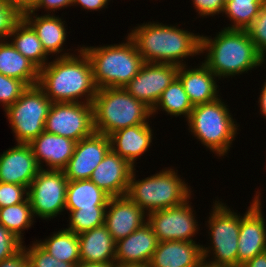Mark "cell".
I'll list each match as a JSON object with an SVG mask.
<instances>
[{
    "instance_id": "1",
    "label": "cell",
    "mask_w": 266,
    "mask_h": 267,
    "mask_svg": "<svg viewBox=\"0 0 266 267\" xmlns=\"http://www.w3.org/2000/svg\"><path fill=\"white\" fill-rule=\"evenodd\" d=\"M75 51H78L77 56L72 54L55 57L39 70L38 86L53 103L92 104L96 96L98 89L94 82L90 59L81 45Z\"/></svg>"
},
{
    "instance_id": "2",
    "label": "cell",
    "mask_w": 266,
    "mask_h": 267,
    "mask_svg": "<svg viewBox=\"0 0 266 267\" xmlns=\"http://www.w3.org/2000/svg\"><path fill=\"white\" fill-rule=\"evenodd\" d=\"M209 37L201 35L200 54H206L203 63L219 80L240 76L265 64L246 30L221 28L213 39Z\"/></svg>"
},
{
    "instance_id": "3",
    "label": "cell",
    "mask_w": 266,
    "mask_h": 267,
    "mask_svg": "<svg viewBox=\"0 0 266 267\" xmlns=\"http://www.w3.org/2000/svg\"><path fill=\"white\" fill-rule=\"evenodd\" d=\"M179 27L150 21L133 27L128 36L145 62L182 66L186 57L200 55L201 35Z\"/></svg>"
},
{
    "instance_id": "4",
    "label": "cell",
    "mask_w": 266,
    "mask_h": 267,
    "mask_svg": "<svg viewBox=\"0 0 266 267\" xmlns=\"http://www.w3.org/2000/svg\"><path fill=\"white\" fill-rule=\"evenodd\" d=\"M125 39L119 44L81 47L90 59L97 89L124 88L145 63L134 41L128 35Z\"/></svg>"
},
{
    "instance_id": "5",
    "label": "cell",
    "mask_w": 266,
    "mask_h": 267,
    "mask_svg": "<svg viewBox=\"0 0 266 267\" xmlns=\"http://www.w3.org/2000/svg\"><path fill=\"white\" fill-rule=\"evenodd\" d=\"M135 171L136 168L131 174L126 195L146 214L177 207L191 199L190 185L188 186L173 167H165L142 180H136Z\"/></svg>"
},
{
    "instance_id": "6",
    "label": "cell",
    "mask_w": 266,
    "mask_h": 267,
    "mask_svg": "<svg viewBox=\"0 0 266 267\" xmlns=\"http://www.w3.org/2000/svg\"><path fill=\"white\" fill-rule=\"evenodd\" d=\"M94 131L109 136L129 126L149 123L151 109L124 88H101L92 102Z\"/></svg>"
},
{
    "instance_id": "7",
    "label": "cell",
    "mask_w": 266,
    "mask_h": 267,
    "mask_svg": "<svg viewBox=\"0 0 266 267\" xmlns=\"http://www.w3.org/2000/svg\"><path fill=\"white\" fill-rule=\"evenodd\" d=\"M186 121L191 135L197 137L207 150L223 158L236 140L240 126L222 97L210 103L195 105Z\"/></svg>"
},
{
    "instance_id": "8",
    "label": "cell",
    "mask_w": 266,
    "mask_h": 267,
    "mask_svg": "<svg viewBox=\"0 0 266 267\" xmlns=\"http://www.w3.org/2000/svg\"><path fill=\"white\" fill-rule=\"evenodd\" d=\"M213 203L206 224L211 246L202 244L204 264L210 267H238L240 214L231 210L225 202L215 200Z\"/></svg>"
},
{
    "instance_id": "9",
    "label": "cell",
    "mask_w": 266,
    "mask_h": 267,
    "mask_svg": "<svg viewBox=\"0 0 266 267\" xmlns=\"http://www.w3.org/2000/svg\"><path fill=\"white\" fill-rule=\"evenodd\" d=\"M52 103L35 85L28 87L13 105L4 110L17 143L29 144L44 131Z\"/></svg>"
},
{
    "instance_id": "10",
    "label": "cell",
    "mask_w": 266,
    "mask_h": 267,
    "mask_svg": "<svg viewBox=\"0 0 266 267\" xmlns=\"http://www.w3.org/2000/svg\"><path fill=\"white\" fill-rule=\"evenodd\" d=\"M67 184L64 171L40 169L27 195L34 218L50 220L65 211Z\"/></svg>"
},
{
    "instance_id": "11",
    "label": "cell",
    "mask_w": 266,
    "mask_h": 267,
    "mask_svg": "<svg viewBox=\"0 0 266 267\" xmlns=\"http://www.w3.org/2000/svg\"><path fill=\"white\" fill-rule=\"evenodd\" d=\"M44 131L76 142L94 132L93 106L91 103H52Z\"/></svg>"
},
{
    "instance_id": "12",
    "label": "cell",
    "mask_w": 266,
    "mask_h": 267,
    "mask_svg": "<svg viewBox=\"0 0 266 267\" xmlns=\"http://www.w3.org/2000/svg\"><path fill=\"white\" fill-rule=\"evenodd\" d=\"M187 200L177 207L152 211L147 214V222L150 224L153 233L159 242L178 240L196 242L192 238L199 231V224L196 221V212L192 203ZM195 212V213H194Z\"/></svg>"
},
{
    "instance_id": "13",
    "label": "cell",
    "mask_w": 266,
    "mask_h": 267,
    "mask_svg": "<svg viewBox=\"0 0 266 267\" xmlns=\"http://www.w3.org/2000/svg\"><path fill=\"white\" fill-rule=\"evenodd\" d=\"M178 69L175 64L145 62L124 89L152 110L163 91L176 79Z\"/></svg>"
},
{
    "instance_id": "14",
    "label": "cell",
    "mask_w": 266,
    "mask_h": 267,
    "mask_svg": "<svg viewBox=\"0 0 266 267\" xmlns=\"http://www.w3.org/2000/svg\"><path fill=\"white\" fill-rule=\"evenodd\" d=\"M246 212L240 215V231L238 237V267L256 255L266 251V219L262 213V202L259 190L255 191Z\"/></svg>"
},
{
    "instance_id": "15",
    "label": "cell",
    "mask_w": 266,
    "mask_h": 267,
    "mask_svg": "<svg viewBox=\"0 0 266 267\" xmlns=\"http://www.w3.org/2000/svg\"><path fill=\"white\" fill-rule=\"evenodd\" d=\"M110 150L109 136L95 131L78 141L74 154L63 170L68 181L90 179L93 170Z\"/></svg>"
},
{
    "instance_id": "16",
    "label": "cell",
    "mask_w": 266,
    "mask_h": 267,
    "mask_svg": "<svg viewBox=\"0 0 266 267\" xmlns=\"http://www.w3.org/2000/svg\"><path fill=\"white\" fill-rule=\"evenodd\" d=\"M29 144L16 146L0 154V182L23 185L27 189L40 171Z\"/></svg>"
},
{
    "instance_id": "17",
    "label": "cell",
    "mask_w": 266,
    "mask_h": 267,
    "mask_svg": "<svg viewBox=\"0 0 266 267\" xmlns=\"http://www.w3.org/2000/svg\"><path fill=\"white\" fill-rule=\"evenodd\" d=\"M147 222V214L127 195L111 197L104 225L114 241L124 239Z\"/></svg>"
},
{
    "instance_id": "18",
    "label": "cell",
    "mask_w": 266,
    "mask_h": 267,
    "mask_svg": "<svg viewBox=\"0 0 266 267\" xmlns=\"http://www.w3.org/2000/svg\"><path fill=\"white\" fill-rule=\"evenodd\" d=\"M134 167L110 150L93 170L90 180L111 197L127 194Z\"/></svg>"
},
{
    "instance_id": "19",
    "label": "cell",
    "mask_w": 266,
    "mask_h": 267,
    "mask_svg": "<svg viewBox=\"0 0 266 267\" xmlns=\"http://www.w3.org/2000/svg\"><path fill=\"white\" fill-rule=\"evenodd\" d=\"M76 143L69 138L43 131L29 145L41 169L63 171L74 154Z\"/></svg>"
},
{
    "instance_id": "20",
    "label": "cell",
    "mask_w": 266,
    "mask_h": 267,
    "mask_svg": "<svg viewBox=\"0 0 266 267\" xmlns=\"http://www.w3.org/2000/svg\"><path fill=\"white\" fill-rule=\"evenodd\" d=\"M159 244L157 236L148 222L136 231L116 242L115 262L117 264L149 265Z\"/></svg>"
},
{
    "instance_id": "21",
    "label": "cell",
    "mask_w": 266,
    "mask_h": 267,
    "mask_svg": "<svg viewBox=\"0 0 266 267\" xmlns=\"http://www.w3.org/2000/svg\"><path fill=\"white\" fill-rule=\"evenodd\" d=\"M203 264L199 242L170 240L159 242L149 267H201Z\"/></svg>"
},
{
    "instance_id": "22",
    "label": "cell",
    "mask_w": 266,
    "mask_h": 267,
    "mask_svg": "<svg viewBox=\"0 0 266 267\" xmlns=\"http://www.w3.org/2000/svg\"><path fill=\"white\" fill-rule=\"evenodd\" d=\"M149 123L119 129L109 135L111 150L128 161L134 168L153 142V129Z\"/></svg>"
},
{
    "instance_id": "23",
    "label": "cell",
    "mask_w": 266,
    "mask_h": 267,
    "mask_svg": "<svg viewBox=\"0 0 266 267\" xmlns=\"http://www.w3.org/2000/svg\"><path fill=\"white\" fill-rule=\"evenodd\" d=\"M177 77L183 84L193 106L210 103L220 96L217 85V76L203 63L195 68H190L185 64L179 66ZM218 89V90H217Z\"/></svg>"
},
{
    "instance_id": "24",
    "label": "cell",
    "mask_w": 266,
    "mask_h": 267,
    "mask_svg": "<svg viewBox=\"0 0 266 267\" xmlns=\"http://www.w3.org/2000/svg\"><path fill=\"white\" fill-rule=\"evenodd\" d=\"M35 12H24L23 18L32 26L38 35L40 42L48 55L58 58L72 55L74 53L66 52L63 45L66 42L67 26L66 21L61 17L52 14L36 15ZM64 51V52H63ZM63 52V53H62ZM71 53V54H70ZM60 54V55H59Z\"/></svg>"
},
{
    "instance_id": "25",
    "label": "cell",
    "mask_w": 266,
    "mask_h": 267,
    "mask_svg": "<svg viewBox=\"0 0 266 267\" xmlns=\"http://www.w3.org/2000/svg\"><path fill=\"white\" fill-rule=\"evenodd\" d=\"M78 241L81 262H115L116 242L105 225L80 233Z\"/></svg>"
},
{
    "instance_id": "26",
    "label": "cell",
    "mask_w": 266,
    "mask_h": 267,
    "mask_svg": "<svg viewBox=\"0 0 266 267\" xmlns=\"http://www.w3.org/2000/svg\"><path fill=\"white\" fill-rule=\"evenodd\" d=\"M0 73L21 80L28 87L38 85L39 69L17 51L10 40H0Z\"/></svg>"
},
{
    "instance_id": "27",
    "label": "cell",
    "mask_w": 266,
    "mask_h": 267,
    "mask_svg": "<svg viewBox=\"0 0 266 267\" xmlns=\"http://www.w3.org/2000/svg\"><path fill=\"white\" fill-rule=\"evenodd\" d=\"M110 198L90 179L68 181L65 210L107 208Z\"/></svg>"
},
{
    "instance_id": "28",
    "label": "cell",
    "mask_w": 266,
    "mask_h": 267,
    "mask_svg": "<svg viewBox=\"0 0 266 267\" xmlns=\"http://www.w3.org/2000/svg\"><path fill=\"white\" fill-rule=\"evenodd\" d=\"M9 38L14 48L39 70L49 63V55L45 52L37 33L24 18L17 24Z\"/></svg>"
},
{
    "instance_id": "29",
    "label": "cell",
    "mask_w": 266,
    "mask_h": 267,
    "mask_svg": "<svg viewBox=\"0 0 266 267\" xmlns=\"http://www.w3.org/2000/svg\"><path fill=\"white\" fill-rule=\"evenodd\" d=\"M36 242L57 260L72 263L74 266L80 262L78 235L72 231L63 228L43 241Z\"/></svg>"
},
{
    "instance_id": "30",
    "label": "cell",
    "mask_w": 266,
    "mask_h": 267,
    "mask_svg": "<svg viewBox=\"0 0 266 267\" xmlns=\"http://www.w3.org/2000/svg\"><path fill=\"white\" fill-rule=\"evenodd\" d=\"M193 107V104L190 102L184 90L182 82L176 77L163 91L159 101L151 110V116L153 117L158 111H164L170 116L178 117L183 115L187 120Z\"/></svg>"
},
{
    "instance_id": "31",
    "label": "cell",
    "mask_w": 266,
    "mask_h": 267,
    "mask_svg": "<svg viewBox=\"0 0 266 267\" xmlns=\"http://www.w3.org/2000/svg\"><path fill=\"white\" fill-rule=\"evenodd\" d=\"M34 223V216L28 198L15 205L0 208V224L16 236L22 243L24 230Z\"/></svg>"
},
{
    "instance_id": "32",
    "label": "cell",
    "mask_w": 266,
    "mask_h": 267,
    "mask_svg": "<svg viewBox=\"0 0 266 267\" xmlns=\"http://www.w3.org/2000/svg\"><path fill=\"white\" fill-rule=\"evenodd\" d=\"M264 2L236 3L227 2L223 14L232 22L227 29L247 30L258 15Z\"/></svg>"
},
{
    "instance_id": "33",
    "label": "cell",
    "mask_w": 266,
    "mask_h": 267,
    "mask_svg": "<svg viewBox=\"0 0 266 267\" xmlns=\"http://www.w3.org/2000/svg\"><path fill=\"white\" fill-rule=\"evenodd\" d=\"M69 211V224L65 228L79 235L105 223L106 208H87Z\"/></svg>"
},
{
    "instance_id": "34",
    "label": "cell",
    "mask_w": 266,
    "mask_h": 267,
    "mask_svg": "<svg viewBox=\"0 0 266 267\" xmlns=\"http://www.w3.org/2000/svg\"><path fill=\"white\" fill-rule=\"evenodd\" d=\"M28 256L29 267H74L72 263H67L55 259L45 249H43L36 241L29 247L22 245Z\"/></svg>"
},
{
    "instance_id": "35",
    "label": "cell",
    "mask_w": 266,
    "mask_h": 267,
    "mask_svg": "<svg viewBox=\"0 0 266 267\" xmlns=\"http://www.w3.org/2000/svg\"><path fill=\"white\" fill-rule=\"evenodd\" d=\"M27 88L23 81L0 73V105L3 110L13 105Z\"/></svg>"
},
{
    "instance_id": "36",
    "label": "cell",
    "mask_w": 266,
    "mask_h": 267,
    "mask_svg": "<svg viewBox=\"0 0 266 267\" xmlns=\"http://www.w3.org/2000/svg\"><path fill=\"white\" fill-rule=\"evenodd\" d=\"M23 19V13L6 0H0V40H8L17 24Z\"/></svg>"
},
{
    "instance_id": "37",
    "label": "cell",
    "mask_w": 266,
    "mask_h": 267,
    "mask_svg": "<svg viewBox=\"0 0 266 267\" xmlns=\"http://www.w3.org/2000/svg\"><path fill=\"white\" fill-rule=\"evenodd\" d=\"M246 31L257 51L266 60V1Z\"/></svg>"
},
{
    "instance_id": "38",
    "label": "cell",
    "mask_w": 266,
    "mask_h": 267,
    "mask_svg": "<svg viewBox=\"0 0 266 267\" xmlns=\"http://www.w3.org/2000/svg\"><path fill=\"white\" fill-rule=\"evenodd\" d=\"M27 195L28 189L23 185L0 182V208L22 203Z\"/></svg>"
},
{
    "instance_id": "39",
    "label": "cell",
    "mask_w": 266,
    "mask_h": 267,
    "mask_svg": "<svg viewBox=\"0 0 266 267\" xmlns=\"http://www.w3.org/2000/svg\"><path fill=\"white\" fill-rule=\"evenodd\" d=\"M23 243L0 224V262L12 257L22 248Z\"/></svg>"
},
{
    "instance_id": "40",
    "label": "cell",
    "mask_w": 266,
    "mask_h": 267,
    "mask_svg": "<svg viewBox=\"0 0 266 267\" xmlns=\"http://www.w3.org/2000/svg\"><path fill=\"white\" fill-rule=\"evenodd\" d=\"M193 7L198 13L199 17H209L222 14L225 9V0H192Z\"/></svg>"
},
{
    "instance_id": "41",
    "label": "cell",
    "mask_w": 266,
    "mask_h": 267,
    "mask_svg": "<svg viewBox=\"0 0 266 267\" xmlns=\"http://www.w3.org/2000/svg\"><path fill=\"white\" fill-rule=\"evenodd\" d=\"M68 6H72V0H37L34 7L27 12H37L39 9L44 8V12L46 11L48 14L52 12L53 15L58 9H64Z\"/></svg>"
},
{
    "instance_id": "42",
    "label": "cell",
    "mask_w": 266,
    "mask_h": 267,
    "mask_svg": "<svg viewBox=\"0 0 266 267\" xmlns=\"http://www.w3.org/2000/svg\"><path fill=\"white\" fill-rule=\"evenodd\" d=\"M0 267H29V260L25 249L22 247L12 257L2 260Z\"/></svg>"
},
{
    "instance_id": "43",
    "label": "cell",
    "mask_w": 266,
    "mask_h": 267,
    "mask_svg": "<svg viewBox=\"0 0 266 267\" xmlns=\"http://www.w3.org/2000/svg\"><path fill=\"white\" fill-rule=\"evenodd\" d=\"M80 5L81 8L87 11H99L107 8L109 5L105 0H72V6Z\"/></svg>"
},
{
    "instance_id": "44",
    "label": "cell",
    "mask_w": 266,
    "mask_h": 267,
    "mask_svg": "<svg viewBox=\"0 0 266 267\" xmlns=\"http://www.w3.org/2000/svg\"><path fill=\"white\" fill-rule=\"evenodd\" d=\"M9 4H12L14 7L18 8L22 13L30 11L37 0H6Z\"/></svg>"
},
{
    "instance_id": "45",
    "label": "cell",
    "mask_w": 266,
    "mask_h": 267,
    "mask_svg": "<svg viewBox=\"0 0 266 267\" xmlns=\"http://www.w3.org/2000/svg\"><path fill=\"white\" fill-rule=\"evenodd\" d=\"M241 267H266V251L256 255L254 258L247 261Z\"/></svg>"
},
{
    "instance_id": "46",
    "label": "cell",
    "mask_w": 266,
    "mask_h": 267,
    "mask_svg": "<svg viewBox=\"0 0 266 267\" xmlns=\"http://www.w3.org/2000/svg\"><path fill=\"white\" fill-rule=\"evenodd\" d=\"M261 89L262 90H260L261 93L259 95L260 97L258 98L259 99L258 104L260 105L259 114L265 116L264 118H266V79Z\"/></svg>"
},
{
    "instance_id": "47",
    "label": "cell",
    "mask_w": 266,
    "mask_h": 267,
    "mask_svg": "<svg viewBox=\"0 0 266 267\" xmlns=\"http://www.w3.org/2000/svg\"><path fill=\"white\" fill-rule=\"evenodd\" d=\"M116 262L111 263H86V262H79L74 267H116Z\"/></svg>"
},
{
    "instance_id": "48",
    "label": "cell",
    "mask_w": 266,
    "mask_h": 267,
    "mask_svg": "<svg viewBox=\"0 0 266 267\" xmlns=\"http://www.w3.org/2000/svg\"><path fill=\"white\" fill-rule=\"evenodd\" d=\"M230 1L236 3H250V2H265L266 0H225V3Z\"/></svg>"
},
{
    "instance_id": "49",
    "label": "cell",
    "mask_w": 266,
    "mask_h": 267,
    "mask_svg": "<svg viewBox=\"0 0 266 267\" xmlns=\"http://www.w3.org/2000/svg\"><path fill=\"white\" fill-rule=\"evenodd\" d=\"M116 267H149V265H142V264H116Z\"/></svg>"
}]
</instances>
